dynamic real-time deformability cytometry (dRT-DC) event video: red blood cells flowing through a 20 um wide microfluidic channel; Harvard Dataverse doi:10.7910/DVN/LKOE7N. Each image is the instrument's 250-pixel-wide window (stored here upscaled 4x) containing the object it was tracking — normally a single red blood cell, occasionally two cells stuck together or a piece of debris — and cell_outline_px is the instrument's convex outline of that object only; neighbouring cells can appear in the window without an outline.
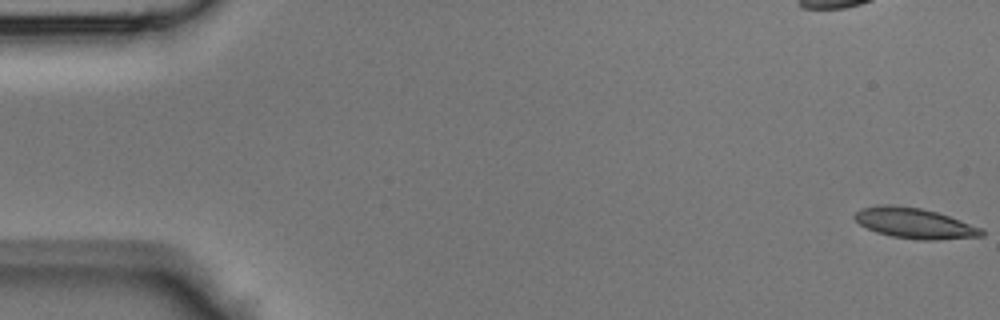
{"species": "Egyptian fruit bat (a non-hibernating species)", "species_latin": "Rousettus aegyptiacus", "temperature_condition": "room temperature", "stored_images_in_passage": 45, "camera_frame_rate_fps": 3000, "um_per_image_px": 0.085, "animal": {"sex": "male"}, "frame": {"image": 1, "passage_image": 1, "time_ms": 0.0, "image_size_px": [1000, 320], "cell_outline_px": [[984, 236], [936, 240], [916, 240], [892, 236], [876, 232], [860, 224], [852, 216], [856, 212], [864, 208], [920, 208], [936, 212], [960, 220], [980, 228], [984, 232]], "centroid_in_image_um": [77.82, 19.04], "position_along_channel_um": 7.2, "area_um2": 21.39}}
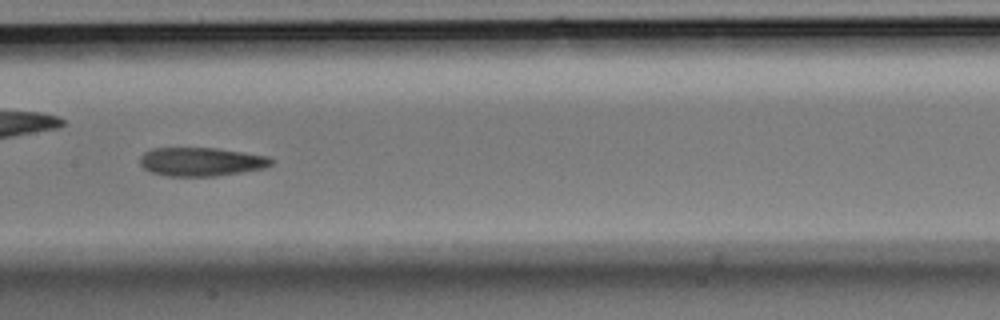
{"frame": {"image": 2, "passage_image": 22, "time_ms": 7.0, "image_size_px": [1000, 320], "cell_outline_px": [[276, 160], [272, 164], [264, 168], [216, 176], [168, 176], [152, 172], [144, 168], [140, 164], [140, 156], [144, 152], [152, 148], [216, 148], [272, 156]], "centroid_in_image_um": [17.14, 13.74], "position_along_channel_um": 190.3, "area_um2": 22.08}}
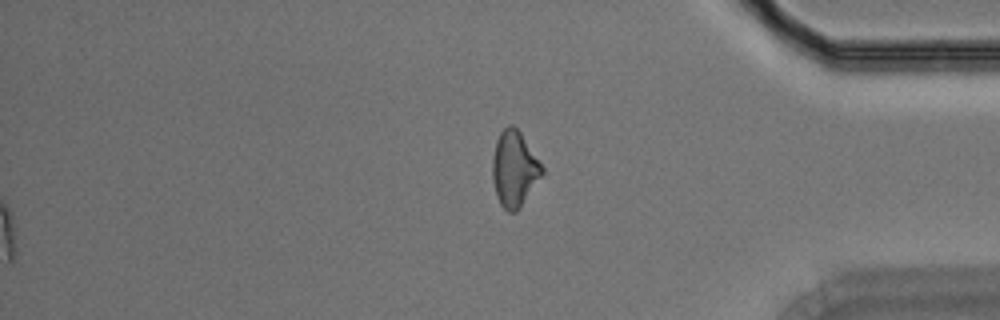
{"frame": {"image": 3, "passage_image": 45, "time_ms": 14.667, "image_size_px": [1000, 320], "cell_outline_px": [[544, 172], [516, 212], [508, 212], [500, 204], [496, 196], [492, 180], [492, 156], [496, 140], [500, 132], [508, 124], [512, 124], [520, 132], [544, 168]], "centroid_in_image_um": [43.69, 14.34], "position_along_channel_um": 391.5, "area_um2": 21.73}}